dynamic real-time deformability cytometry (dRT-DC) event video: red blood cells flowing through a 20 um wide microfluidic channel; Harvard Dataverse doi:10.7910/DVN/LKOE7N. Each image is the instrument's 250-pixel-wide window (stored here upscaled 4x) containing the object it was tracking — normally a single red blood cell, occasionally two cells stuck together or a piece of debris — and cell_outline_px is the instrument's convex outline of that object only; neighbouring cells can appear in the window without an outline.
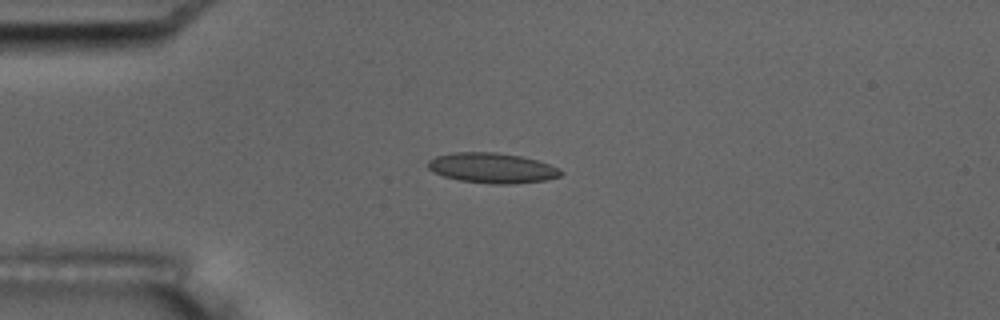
{"species": "common noctule bat (a hibernating species)", "species_latin": "Nyctalus noctula", "temperature_condition": "room temperature", "stored_images_in_passage": 11, "camera_frame_rate_fps": 3000, "um_per_image_px": 0.085, "animal": {"sex": "male", "body_mass_g": 17.5, "forearm_length_mm": 52.3}, "frame": {"image": 1, "passage_image": 5, "time_ms": 4.333, "image_size_px": [1000, 320], "cell_outline_px": [[564, 172], [560, 176], [544, 180], [512, 184], [492, 184], [460, 180], [444, 176], [428, 168], [428, 160], [436, 156], [452, 152], [496, 152], [520, 156], [536, 160], [560, 168]], "centroid_in_image_um": [41.84, 14.27], "position_along_channel_um": 43.2, "area_um2": 23.24}}